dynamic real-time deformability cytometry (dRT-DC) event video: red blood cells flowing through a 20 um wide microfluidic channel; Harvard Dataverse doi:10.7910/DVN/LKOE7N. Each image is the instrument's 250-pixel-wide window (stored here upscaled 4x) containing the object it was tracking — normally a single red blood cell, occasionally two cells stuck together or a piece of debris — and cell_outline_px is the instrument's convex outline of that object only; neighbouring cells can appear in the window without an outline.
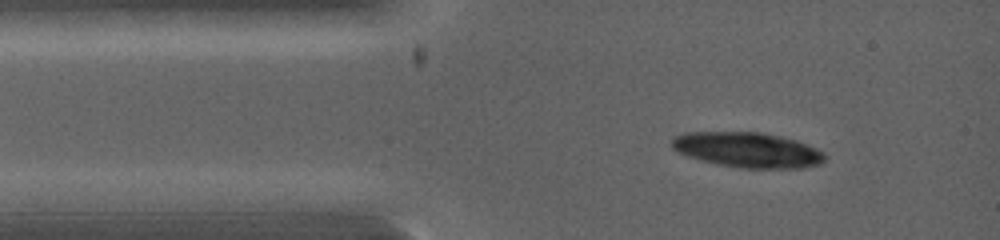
{"species": "common noctule bat (a hibernating species)", "species_latin": "Nyctalus noctula", "temperature_condition": "warm", "stored_images_in_passage": 1, "camera_frame_rate_fps": 5000, "um_per_image_px": 0.085, "animal": {"sex": "female", "body_mass_g": 19.0, "forearm_length_mm": 53.3}, "frame": {"image": 1, "passage_image": 1, "time_ms": 0.0, "image_size_px": [1000, 240], "cell_outline_px": [[828, 156], [820, 164], [804, 168], [740, 168], [716, 164], [700, 160], [688, 156], [672, 148], [672, 136], [684, 132], [760, 132], [780, 136], [796, 140], [816, 148], [824, 152]], "centroid_in_image_um": [63.56, 12.74], "position_along_channel_um": 21.4, "area_um2": 31.56}}